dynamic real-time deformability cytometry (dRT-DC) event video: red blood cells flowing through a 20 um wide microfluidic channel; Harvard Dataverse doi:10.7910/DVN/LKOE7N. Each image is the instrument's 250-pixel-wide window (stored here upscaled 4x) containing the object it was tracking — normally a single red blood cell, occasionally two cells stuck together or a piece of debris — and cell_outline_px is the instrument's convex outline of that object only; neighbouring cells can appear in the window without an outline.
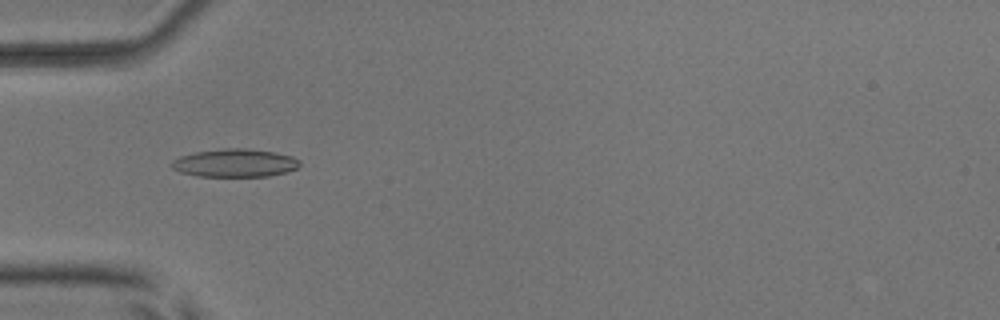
{"species": "common noctule bat (a hibernating species)", "species_latin": "Nyctalus noctula", "temperature_condition": "room temperature", "stored_images_in_passage": 47, "camera_frame_rate_fps": 3000, "um_per_image_px": 0.085, "animal": {"sex": "male", "body_mass_g": 17.9, "forearm_length_mm": 54.2}, "frame": {"image": 1, "passage_image": 12, "time_ms": 3.667, "image_size_px": [1000, 320], "cell_outline_px": [[300, 164], [296, 168], [288, 172], [268, 176], [196, 176], [180, 172], [172, 168], [172, 160], [180, 156], [196, 152], [224, 148], [248, 148], [272, 152], [292, 156], [300, 160]], "centroid_in_image_um": [19.97, 13.85], "position_along_channel_um": 65.0, "area_um2": 20.92}}
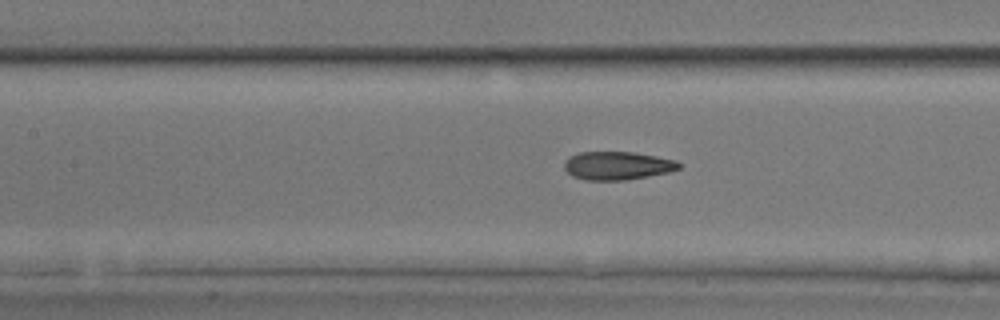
{"frame": {"image": 2, "passage_image": 19, "time_ms": 6.0, "image_size_px": [1000, 320], "cell_outline_px": [[680, 168], [668, 172], [628, 180], [584, 180], [572, 176], [564, 168], [564, 164], [568, 156], [580, 152], [632, 152], [656, 156], [676, 160], [680, 164]], "centroid_in_image_um": [52.45, 14.08], "position_along_channel_um": 154.9, "area_um2": 18.9}}
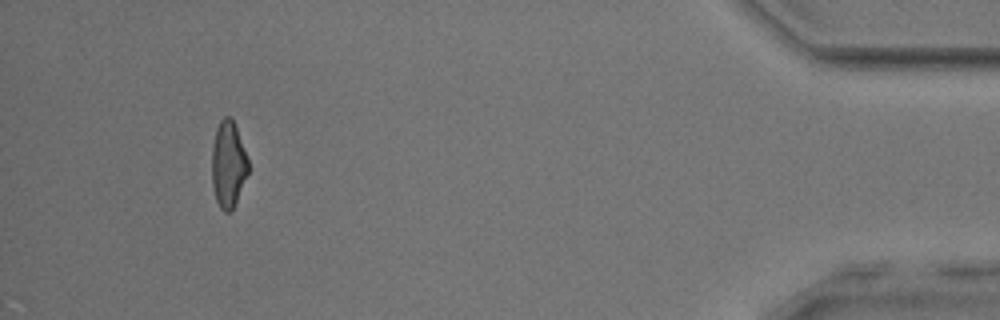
{"frame": {"image": 3, "passage_image": 44, "time_ms": 14.333, "image_size_px": [1000, 320], "cell_outline_px": [[248, 172], [236, 200], [232, 208], [228, 212], [224, 212], [220, 208], [216, 200], [212, 184], [212, 144], [216, 128], [220, 120], [224, 116], [232, 116], [248, 160]], "centroid_in_image_um": [19.38, 13.92], "position_along_channel_um": 415.8, "area_um2": 18.15}, "authors_computed_cell_mechanics": {"area_um2": 19.1318, "velocity_mm_per_s": 3.919, "shape_relaxation_time_tau1_ms": null, "shape_relaxation_time_tau2_ms": 1.4971, "deformation_change_tau1": null, "deformation_change_tau2": 0.0933}}